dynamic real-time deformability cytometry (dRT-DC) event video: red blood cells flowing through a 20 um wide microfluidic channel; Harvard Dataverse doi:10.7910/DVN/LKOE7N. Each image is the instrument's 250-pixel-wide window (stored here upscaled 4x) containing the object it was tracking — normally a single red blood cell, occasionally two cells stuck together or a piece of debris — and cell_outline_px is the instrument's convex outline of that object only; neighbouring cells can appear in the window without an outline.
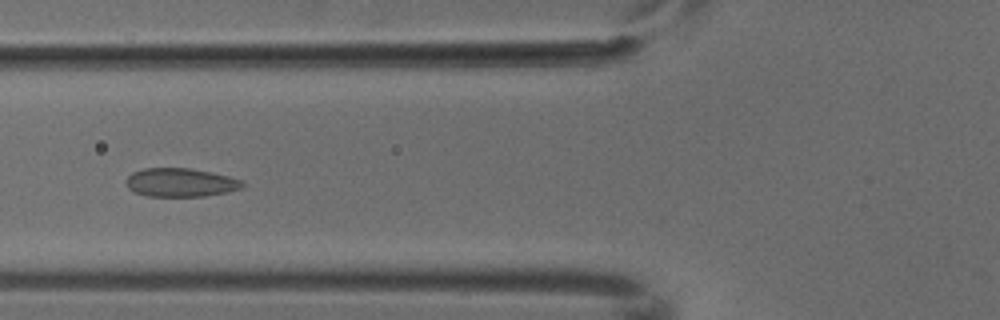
{"species": "common noctule bat (a hibernating species)", "species_latin": "Nyctalus noctula", "temperature_condition": "cold", "stored_images_in_passage": 5, "camera_frame_rate_fps": 3000, "um_per_image_px": 0.085, "animal": {"sex": "male", "body_mass_g": 18.8}, "frame": {"image": 1, "passage_image": 5, "time_ms": 1.333, "image_size_px": [1000, 320], "cell_outline_px": [[244, 184], [240, 188], [228, 192], [204, 196], [148, 196], [136, 192], [128, 188], [128, 176], [132, 172], [144, 168], [188, 168], [228, 176], [244, 180]], "centroid_in_image_um": [15.37, 15.51], "position_along_channel_um": 110.4, "area_um2": 19.13}}